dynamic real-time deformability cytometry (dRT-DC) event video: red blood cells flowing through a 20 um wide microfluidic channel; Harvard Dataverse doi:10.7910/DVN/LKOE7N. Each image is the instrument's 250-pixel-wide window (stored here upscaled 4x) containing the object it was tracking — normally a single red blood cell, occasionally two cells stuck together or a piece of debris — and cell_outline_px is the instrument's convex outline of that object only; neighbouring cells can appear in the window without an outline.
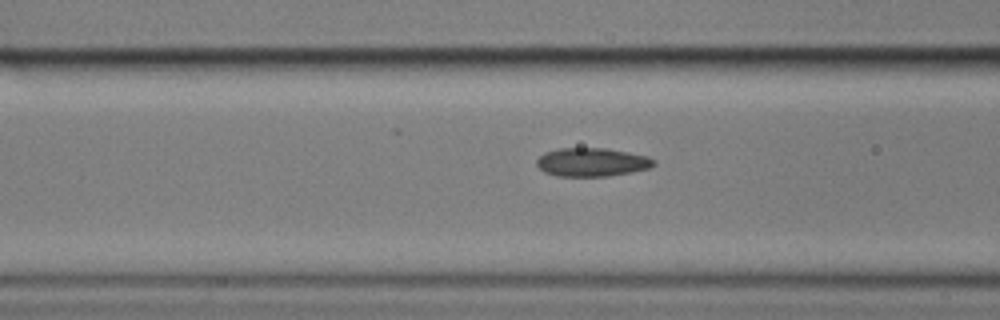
{"species": "common noctule bat (a hibernating species)", "species_latin": "Nyctalus noctula", "temperature_condition": "cold", "stored_images_in_passage": 17, "camera_frame_rate_fps": 3000, "um_per_image_px": 0.085, "animal": {"sex": "male", "body_mass_g": 17.9}, "frame": {"image": 1, "passage_image": 15, "time_ms": 4.667, "image_size_px": [1000, 320], "cell_outline_px": [[656, 164], [648, 168], [632, 172], [608, 176], [556, 176], [544, 172], [536, 164], [536, 160], [544, 152], [560, 148], [604, 148], [628, 152], [648, 156], [656, 160]], "centroid_in_image_um": [50.31, 13.78], "position_along_channel_um": 116.3, "area_um2": 19.54}}